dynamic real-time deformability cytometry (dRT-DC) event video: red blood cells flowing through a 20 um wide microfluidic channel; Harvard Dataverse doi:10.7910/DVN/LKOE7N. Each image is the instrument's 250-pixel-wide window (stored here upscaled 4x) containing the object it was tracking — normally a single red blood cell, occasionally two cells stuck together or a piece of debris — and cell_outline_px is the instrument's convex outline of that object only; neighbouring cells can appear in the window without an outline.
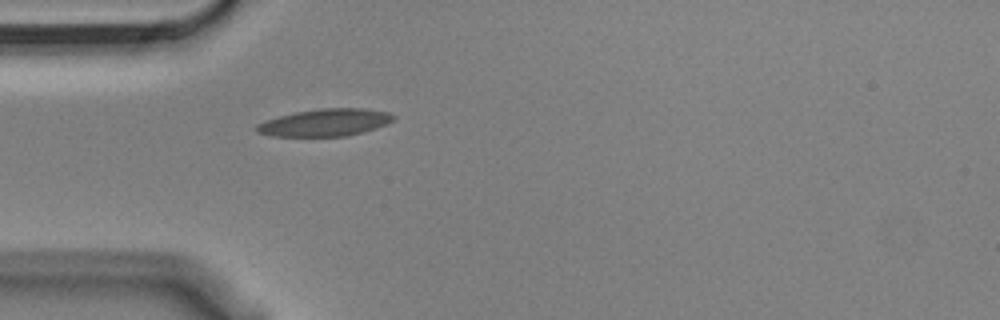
{"species": "Egyptian fruit bat (a non-hibernating species)", "species_latin": "Rousettus aegyptiacus", "temperature_condition": "cold", "stored_images_in_passage": 40, "camera_frame_rate_fps": 3000, "um_per_image_px": 0.085, "animal": {"sex": "male"}, "frame": {"image": 1, "passage_image": 1, "time_ms": 0.0, "image_size_px": [1000, 320], "cell_outline_px": [[396, 116], [388, 124], [376, 128], [344, 136], [272, 136], [256, 132], [256, 124], [264, 120], [296, 112], [320, 108], [364, 108], [388, 112]], "centroid_in_image_um": [27.62, 10.41], "position_along_channel_um": 57.4, "area_um2": 21.68}}
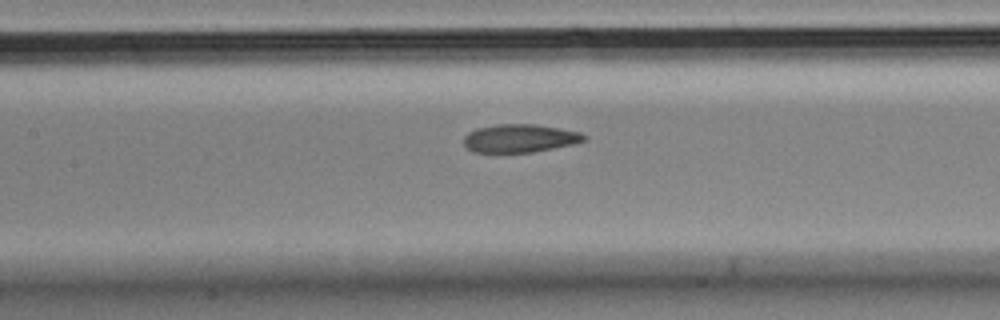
{"frame": {"image": 2, "passage_image": 10, "time_ms": 3.0, "image_size_px": [1000, 320], "cell_outline_px": [[588, 140], [572, 144], [532, 152], [472, 152], [464, 144], [464, 136], [468, 132], [476, 128], [496, 124], [536, 124], [580, 132], [588, 136]], "centroid_in_image_um": [44.19, 11.75], "position_along_channel_um": 163.2, "area_um2": 19.77}}
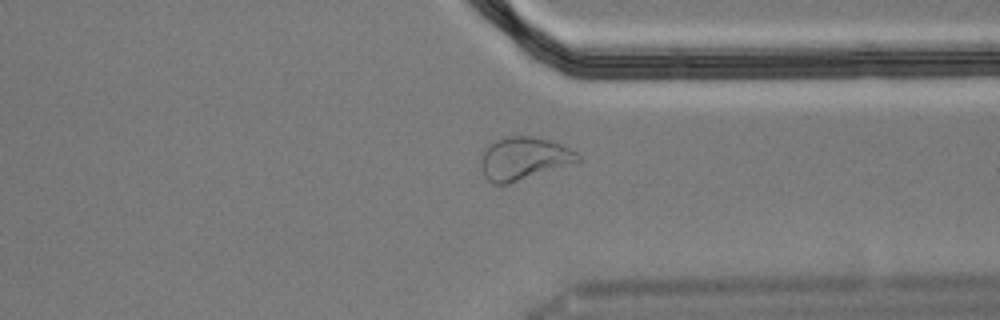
{"frame": {"image": 3, "passage_image": 27, "time_ms": 8.667, "image_size_px": [1000, 320], "cell_outline_px": [[580, 160], [576, 164], [508, 184], [492, 184], [484, 176], [480, 164], [480, 160], [488, 144], [504, 136], [532, 136], [552, 140], [576, 152], [580, 156]], "centroid_in_image_um": [44.54, 13.48], "position_along_channel_um": 366.9, "area_um2": 24.57}, "authors_computed_cell_mechanics": {"area_um2": 21.0103, "velocity_mm_per_s": 3.6099, "shape_relaxation_time_tau1_ms": null, "shape_relaxation_time_tau2_ms": 2.0621, "deformation_change_tau1": null, "deformation_change_tau2": 0.075}}